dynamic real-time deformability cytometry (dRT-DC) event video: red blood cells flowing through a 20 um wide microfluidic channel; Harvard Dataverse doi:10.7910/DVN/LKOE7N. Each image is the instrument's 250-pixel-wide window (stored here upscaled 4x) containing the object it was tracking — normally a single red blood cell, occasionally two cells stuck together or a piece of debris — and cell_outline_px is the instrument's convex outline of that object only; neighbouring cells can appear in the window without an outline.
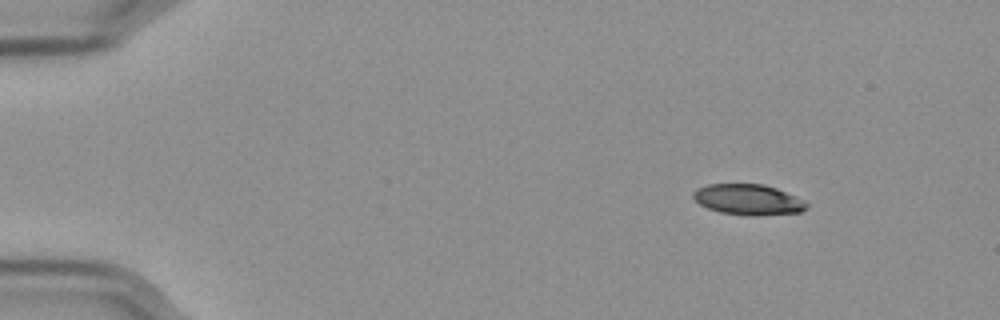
{"species": "Egyptian fruit bat (a non-hibernating species)", "species_latin": "Rousettus aegyptiacus", "temperature_condition": "cold", "stored_images_in_passage": 51, "camera_frame_rate_fps": 3000, "um_per_image_px": 0.085, "frame": {"image": 1, "passage_image": 1, "time_ms": 0.0, "image_size_px": [1000, 320], "cell_outline_px": [[808, 208], [800, 212], [756, 216], [752, 216], [720, 212], [708, 208], [700, 204], [692, 196], [692, 192], [696, 188], [708, 184], [764, 184], [776, 188], [804, 200], [808, 204]], "centroid_in_image_um": [63.59, 16.96], "position_along_channel_um": 21.4, "area_um2": 20.29}}
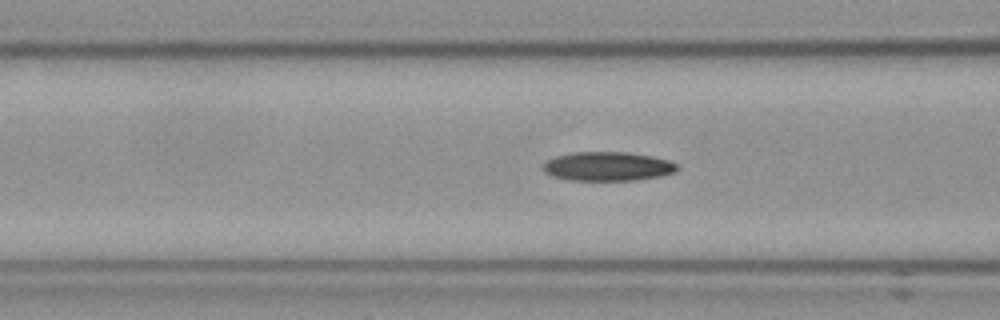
{"frame": {"image": 2, "passage_image": 17, "time_ms": 5.333, "image_size_px": [1000, 320], "cell_outline_px": [[680, 168], [676, 172], [660, 176], [636, 180], [568, 180], [552, 176], [544, 172], [544, 164], [548, 160], [556, 156], [572, 152], [628, 152], [652, 156], [668, 160], [676, 164]], "centroid_in_image_um": [51.67, 14.14], "position_along_channel_um": 114.9, "area_um2": 22.72}}
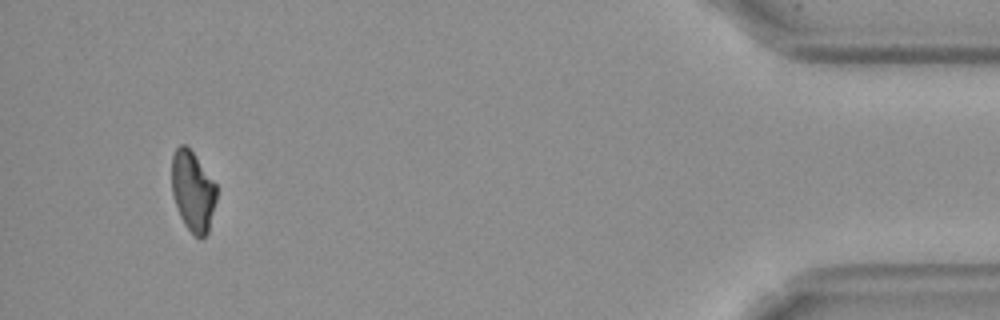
{"frame": {"image": 3, "passage_image": 48, "time_ms": 15.667, "image_size_px": [1000, 320], "cell_outline_px": [[216, 200], [208, 232], [200, 240], [184, 224], [180, 216], [172, 192], [172, 156], [176, 148], [180, 144], [184, 144], [192, 152], [216, 184]], "centroid_in_image_um": [16.39, 16.26], "position_along_channel_um": 418.8, "area_um2": 20.63}, "authors_computed_cell_mechanics": {"area_um2": 22.542, "velocity_mm_per_s": 3.5756, "shape_relaxation_time_tau1_ms": 6.7684, "shape_relaxation_time_tau2_ms": 10.7878, "deformation_change_tau1": 0.1595, "deformation_change_tau2": 0.1746}}